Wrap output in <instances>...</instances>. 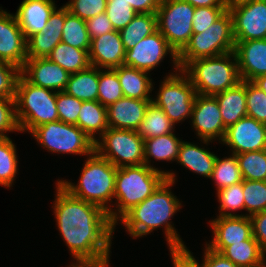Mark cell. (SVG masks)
Wrapping results in <instances>:
<instances>
[{"label": "cell", "mask_w": 266, "mask_h": 267, "mask_svg": "<svg viewBox=\"0 0 266 267\" xmlns=\"http://www.w3.org/2000/svg\"><path fill=\"white\" fill-rule=\"evenodd\" d=\"M56 225L75 260L110 258L115 224L99 206L72 196L56 183Z\"/></svg>", "instance_id": "6da1fadb"}, {"label": "cell", "mask_w": 266, "mask_h": 267, "mask_svg": "<svg viewBox=\"0 0 266 267\" xmlns=\"http://www.w3.org/2000/svg\"><path fill=\"white\" fill-rule=\"evenodd\" d=\"M173 181L165 180L148 198L133 206L119 221L133 238H141L162 227L170 248L185 247L183 240L172 225L171 217L182 207L171 192Z\"/></svg>", "instance_id": "7a4b0ae2"}, {"label": "cell", "mask_w": 266, "mask_h": 267, "mask_svg": "<svg viewBox=\"0 0 266 267\" xmlns=\"http://www.w3.org/2000/svg\"><path fill=\"white\" fill-rule=\"evenodd\" d=\"M87 157L78 184L66 180L58 182L72 196L99 206L108 213L114 206L108 203L113 202L117 167L96 151Z\"/></svg>", "instance_id": "3957f363"}, {"label": "cell", "mask_w": 266, "mask_h": 267, "mask_svg": "<svg viewBox=\"0 0 266 267\" xmlns=\"http://www.w3.org/2000/svg\"><path fill=\"white\" fill-rule=\"evenodd\" d=\"M165 180L163 172L145 164L117 168L114 193L116 209L111 208L108 212L115 227L127 211L148 198Z\"/></svg>", "instance_id": "277c9868"}, {"label": "cell", "mask_w": 266, "mask_h": 267, "mask_svg": "<svg viewBox=\"0 0 266 267\" xmlns=\"http://www.w3.org/2000/svg\"><path fill=\"white\" fill-rule=\"evenodd\" d=\"M182 71L189 77L196 94L200 95L215 96L242 81L234 51L195 59Z\"/></svg>", "instance_id": "5b68a950"}, {"label": "cell", "mask_w": 266, "mask_h": 267, "mask_svg": "<svg viewBox=\"0 0 266 267\" xmlns=\"http://www.w3.org/2000/svg\"><path fill=\"white\" fill-rule=\"evenodd\" d=\"M56 96V91L35 86L19 75L15 91V109L20 133H31L40 125L59 121Z\"/></svg>", "instance_id": "8992f818"}, {"label": "cell", "mask_w": 266, "mask_h": 267, "mask_svg": "<svg viewBox=\"0 0 266 267\" xmlns=\"http://www.w3.org/2000/svg\"><path fill=\"white\" fill-rule=\"evenodd\" d=\"M235 49L233 18L227 10L219 19L201 33H193L186 46L178 53V64L182 70L189 62L214 57Z\"/></svg>", "instance_id": "52a82bcc"}, {"label": "cell", "mask_w": 266, "mask_h": 267, "mask_svg": "<svg viewBox=\"0 0 266 267\" xmlns=\"http://www.w3.org/2000/svg\"><path fill=\"white\" fill-rule=\"evenodd\" d=\"M31 135L48 152L61 154L90 155L95 143L77 125L53 121L36 127Z\"/></svg>", "instance_id": "ba28073f"}, {"label": "cell", "mask_w": 266, "mask_h": 267, "mask_svg": "<svg viewBox=\"0 0 266 267\" xmlns=\"http://www.w3.org/2000/svg\"><path fill=\"white\" fill-rule=\"evenodd\" d=\"M196 96V90L189 77L179 70L165 76L156 98L151 102L160 107L175 125L191 118Z\"/></svg>", "instance_id": "9c48e42d"}, {"label": "cell", "mask_w": 266, "mask_h": 267, "mask_svg": "<svg viewBox=\"0 0 266 267\" xmlns=\"http://www.w3.org/2000/svg\"><path fill=\"white\" fill-rule=\"evenodd\" d=\"M95 151L117 168L144 164V139L136 130L109 127L95 142Z\"/></svg>", "instance_id": "30bf717a"}, {"label": "cell", "mask_w": 266, "mask_h": 267, "mask_svg": "<svg viewBox=\"0 0 266 267\" xmlns=\"http://www.w3.org/2000/svg\"><path fill=\"white\" fill-rule=\"evenodd\" d=\"M195 7L183 0H160L158 5V31L177 54L186 46L193 34L192 19Z\"/></svg>", "instance_id": "8fae6325"}, {"label": "cell", "mask_w": 266, "mask_h": 267, "mask_svg": "<svg viewBox=\"0 0 266 267\" xmlns=\"http://www.w3.org/2000/svg\"><path fill=\"white\" fill-rule=\"evenodd\" d=\"M170 53L175 71H179L177 52L168 44L166 38L157 30L143 38L132 49L125 52L124 66L150 71Z\"/></svg>", "instance_id": "7c38bea8"}, {"label": "cell", "mask_w": 266, "mask_h": 267, "mask_svg": "<svg viewBox=\"0 0 266 267\" xmlns=\"http://www.w3.org/2000/svg\"><path fill=\"white\" fill-rule=\"evenodd\" d=\"M235 41L266 39V0H252L228 7Z\"/></svg>", "instance_id": "4fadbf2b"}, {"label": "cell", "mask_w": 266, "mask_h": 267, "mask_svg": "<svg viewBox=\"0 0 266 267\" xmlns=\"http://www.w3.org/2000/svg\"><path fill=\"white\" fill-rule=\"evenodd\" d=\"M191 117L192 127L203 144L208 145L213 140L223 141L227 128L215 96L197 94Z\"/></svg>", "instance_id": "5bb4252c"}, {"label": "cell", "mask_w": 266, "mask_h": 267, "mask_svg": "<svg viewBox=\"0 0 266 267\" xmlns=\"http://www.w3.org/2000/svg\"><path fill=\"white\" fill-rule=\"evenodd\" d=\"M222 144L233 154L266 149V124L246 116L226 129Z\"/></svg>", "instance_id": "9a60e30c"}, {"label": "cell", "mask_w": 266, "mask_h": 267, "mask_svg": "<svg viewBox=\"0 0 266 267\" xmlns=\"http://www.w3.org/2000/svg\"><path fill=\"white\" fill-rule=\"evenodd\" d=\"M27 60V39L14 14L0 8V61L22 69Z\"/></svg>", "instance_id": "2e32d148"}, {"label": "cell", "mask_w": 266, "mask_h": 267, "mask_svg": "<svg viewBox=\"0 0 266 267\" xmlns=\"http://www.w3.org/2000/svg\"><path fill=\"white\" fill-rule=\"evenodd\" d=\"M210 227L213 231V239L206 246L220 253L226 246L233 243H241L253 236L252 222L250 216L240 214L239 216H217L212 219Z\"/></svg>", "instance_id": "e0dca14e"}, {"label": "cell", "mask_w": 266, "mask_h": 267, "mask_svg": "<svg viewBox=\"0 0 266 267\" xmlns=\"http://www.w3.org/2000/svg\"><path fill=\"white\" fill-rule=\"evenodd\" d=\"M20 74L31 84L54 90L64 91L70 73L48 58H31L25 61Z\"/></svg>", "instance_id": "ac0fdd59"}, {"label": "cell", "mask_w": 266, "mask_h": 267, "mask_svg": "<svg viewBox=\"0 0 266 267\" xmlns=\"http://www.w3.org/2000/svg\"><path fill=\"white\" fill-rule=\"evenodd\" d=\"M125 48L119 31H111L91 40L89 60L99 69H114L124 65Z\"/></svg>", "instance_id": "d6986e66"}, {"label": "cell", "mask_w": 266, "mask_h": 267, "mask_svg": "<svg viewBox=\"0 0 266 267\" xmlns=\"http://www.w3.org/2000/svg\"><path fill=\"white\" fill-rule=\"evenodd\" d=\"M234 53L242 81L266 74V39L235 41Z\"/></svg>", "instance_id": "ffe728a7"}, {"label": "cell", "mask_w": 266, "mask_h": 267, "mask_svg": "<svg viewBox=\"0 0 266 267\" xmlns=\"http://www.w3.org/2000/svg\"><path fill=\"white\" fill-rule=\"evenodd\" d=\"M65 22V6L55 9L47 25L41 32L27 39V59L47 58L51 51L61 42Z\"/></svg>", "instance_id": "44dd1931"}, {"label": "cell", "mask_w": 266, "mask_h": 267, "mask_svg": "<svg viewBox=\"0 0 266 267\" xmlns=\"http://www.w3.org/2000/svg\"><path fill=\"white\" fill-rule=\"evenodd\" d=\"M151 101L126 97L119 99L107 107L108 126L113 129L137 131Z\"/></svg>", "instance_id": "7402d4cb"}, {"label": "cell", "mask_w": 266, "mask_h": 267, "mask_svg": "<svg viewBox=\"0 0 266 267\" xmlns=\"http://www.w3.org/2000/svg\"><path fill=\"white\" fill-rule=\"evenodd\" d=\"M56 8L53 0H23L21 2L14 16L26 39L43 30Z\"/></svg>", "instance_id": "603a6c76"}, {"label": "cell", "mask_w": 266, "mask_h": 267, "mask_svg": "<svg viewBox=\"0 0 266 267\" xmlns=\"http://www.w3.org/2000/svg\"><path fill=\"white\" fill-rule=\"evenodd\" d=\"M181 143L182 140L176 137L175 133L144 140V164L149 168L163 172L166 175V180L176 182V174L174 172H165L153 167V165H151V158L157 161H175Z\"/></svg>", "instance_id": "cb8c5ba5"}, {"label": "cell", "mask_w": 266, "mask_h": 267, "mask_svg": "<svg viewBox=\"0 0 266 267\" xmlns=\"http://www.w3.org/2000/svg\"><path fill=\"white\" fill-rule=\"evenodd\" d=\"M224 126H229L247 116L246 81L215 95Z\"/></svg>", "instance_id": "d4e9b609"}, {"label": "cell", "mask_w": 266, "mask_h": 267, "mask_svg": "<svg viewBox=\"0 0 266 267\" xmlns=\"http://www.w3.org/2000/svg\"><path fill=\"white\" fill-rule=\"evenodd\" d=\"M216 157L217 155L210 152L208 148L205 149V147L202 148L195 143L183 140L176 161L190 171L210 179Z\"/></svg>", "instance_id": "484cf974"}, {"label": "cell", "mask_w": 266, "mask_h": 267, "mask_svg": "<svg viewBox=\"0 0 266 267\" xmlns=\"http://www.w3.org/2000/svg\"><path fill=\"white\" fill-rule=\"evenodd\" d=\"M119 78L123 96L141 100H152L150 93L154 90L152 79L148 72L129 66H120L113 69Z\"/></svg>", "instance_id": "4316f807"}, {"label": "cell", "mask_w": 266, "mask_h": 267, "mask_svg": "<svg viewBox=\"0 0 266 267\" xmlns=\"http://www.w3.org/2000/svg\"><path fill=\"white\" fill-rule=\"evenodd\" d=\"M220 253L238 267H260L266 263V253L253 236L226 246Z\"/></svg>", "instance_id": "83f0119b"}, {"label": "cell", "mask_w": 266, "mask_h": 267, "mask_svg": "<svg viewBox=\"0 0 266 267\" xmlns=\"http://www.w3.org/2000/svg\"><path fill=\"white\" fill-rule=\"evenodd\" d=\"M99 68H89L70 74L65 92L81 101H98Z\"/></svg>", "instance_id": "f1b7e54d"}, {"label": "cell", "mask_w": 266, "mask_h": 267, "mask_svg": "<svg viewBox=\"0 0 266 267\" xmlns=\"http://www.w3.org/2000/svg\"><path fill=\"white\" fill-rule=\"evenodd\" d=\"M78 127L95 143L97 141L96 134L98 133L100 139L102 134L109 128L107 108L98 101H82L78 116Z\"/></svg>", "instance_id": "f546056e"}, {"label": "cell", "mask_w": 266, "mask_h": 267, "mask_svg": "<svg viewBox=\"0 0 266 267\" xmlns=\"http://www.w3.org/2000/svg\"><path fill=\"white\" fill-rule=\"evenodd\" d=\"M157 30L156 13H137L133 20L119 32L124 48L127 51Z\"/></svg>", "instance_id": "4dcf8cb0"}, {"label": "cell", "mask_w": 266, "mask_h": 267, "mask_svg": "<svg viewBox=\"0 0 266 267\" xmlns=\"http://www.w3.org/2000/svg\"><path fill=\"white\" fill-rule=\"evenodd\" d=\"M47 58L70 74L83 71L91 66L88 51L74 48L63 42H60Z\"/></svg>", "instance_id": "1f68e13d"}, {"label": "cell", "mask_w": 266, "mask_h": 267, "mask_svg": "<svg viewBox=\"0 0 266 267\" xmlns=\"http://www.w3.org/2000/svg\"><path fill=\"white\" fill-rule=\"evenodd\" d=\"M175 125L166 116L163 110L153 102L148 105L144 119L137 129V133L144 139H150L173 133Z\"/></svg>", "instance_id": "d6a6232c"}, {"label": "cell", "mask_w": 266, "mask_h": 267, "mask_svg": "<svg viewBox=\"0 0 266 267\" xmlns=\"http://www.w3.org/2000/svg\"><path fill=\"white\" fill-rule=\"evenodd\" d=\"M61 42L88 52L91 47V39L87 31L86 21L71 14L66 7Z\"/></svg>", "instance_id": "836d02e7"}, {"label": "cell", "mask_w": 266, "mask_h": 267, "mask_svg": "<svg viewBox=\"0 0 266 267\" xmlns=\"http://www.w3.org/2000/svg\"><path fill=\"white\" fill-rule=\"evenodd\" d=\"M210 179L216 184L217 191L243 181L236 154L231 153L223 159L217 156Z\"/></svg>", "instance_id": "e575fe53"}, {"label": "cell", "mask_w": 266, "mask_h": 267, "mask_svg": "<svg viewBox=\"0 0 266 267\" xmlns=\"http://www.w3.org/2000/svg\"><path fill=\"white\" fill-rule=\"evenodd\" d=\"M244 180L266 181V149L236 154Z\"/></svg>", "instance_id": "d590c367"}, {"label": "cell", "mask_w": 266, "mask_h": 267, "mask_svg": "<svg viewBox=\"0 0 266 267\" xmlns=\"http://www.w3.org/2000/svg\"><path fill=\"white\" fill-rule=\"evenodd\" d=\"M16 145L11 138H0V185L12 187L18 170Z\"/></svg>", "instance_id": "8d00e7d4"}, {"label": "cell", "mask_w": 266, "mask_h": 267, "mask_svg": "<svg viewBox=\"0 0 266 267\" xmlns=\"http://www.w3.org/2000/svg\"><path fill=\"white\" fill-rule=\"evenodd\" d=\"M123 97L117 73L113 69H99L98 102L107 108Z\"/></svg>", "instance_id": "74e56055"}, {"label": "cell", "mask_w": 266, "mask_h": 267, "mask_svg": "<svg viewBox=\"0 0 266 267\" xmlns=\"http://www.w3.org/2000/svg\"><path fill=\"white\" fill-rule=\"evenodd\" d=\"M216 194L220 204L219 216H239L232 211L244 210L243 181L219 189Z\"/></svg>", "instance_id": "f35d334b"}, {"label": "cell", "mask_w": 266, "mask_h": 267, "mask_svg": "<svg viewBox=\"0 0 266 267\" xmlns=\"http://www.w3.org/2000/svg\"><path fill=\"white\" fill-rule=\"evenodd\" d=\"M244 209L247 216L266 210V181L243 179Z\"/></svg>", "instance_id": "ab89813d"}, {"label": "cell", "mask_w": 266, "mask_h": 267, "mask_svg": "<svg viewBox=\"0 0 266 267\" xmlns=\"http://www.w3.org/2000/svg\"><path fill=\"white\" fill-rule=\"evenodd\" d=\"M247 116L266 124V93L252 81H246Z\"/></svg>", "instance_id": "60d3db41"}, {"label": "cell", "mask_w": 266, "mask_h": 267, "mask_svg": "<svg viewBox=\"0 0 266 267\" xmlns=\"http://www.w3.org/2000/svg\"><path fill=\"white\" fill-rule=\"evenodd\" d=\"M105 13L116 31L126 27L137 14L130 3L124 0H107Z\"/></svg>", "instance_id": "b9f144b4"}, {"label": "cell", "mask_w": 266, "mask_h": 267, "mask_svg": "<svg viewBox=\"0 0 266 267\" xmlns=\"http://www.w3.org/2000/svg\"><path fill=\"white\" fill-rule=\"evenodd\" d=\"M56 105L59 121L78 126V116L82 101L67 94L65 91L57 92Z\"/></svg>", "instance_id": "7bdbcfd3"}, {"label": "cell", "mask_w": 266, "mask_h": 267, "mask_svg": "<svg viewBox=\"0 0 266 267\" xmlns=\"http://www.w3.org/2000/svg\"><path fill=\"white\" fill-rule=\"evenodd\" d=\"M64 6L71 14L86 21L104 13L107 7V0H70Z\"/></svg>", "instance_id": "ee69618b"}, {"label": "cell", "mask_w": 266, "mask_h": 267, "mask_svg": "<svg viewBox=\"0 0 266 267\" xmlns=\"http://www.w3.org/2000/svg\"><path fill=\"white\" fill-rule=\"evenodd\" d=\"M20 132L16 119L15 98L0 97V138H6L7 132ZM6 133V134H5Z\"/></svg>", "instance_id": "f6af8a7d"}, {"label": "cell", "mask_w": 266, "mask_h": 267, "mask_svg": "<svg viewBox=\"0 0 266 267\" xmlns=\"http://www.w3.org/2000/svg\"><path fill=\"white\" fill-rule=\"evenodd\" d=\"M228 7H197L195 8L192 29L193 33H201L205 31L207 27L213 24L219 19L226 11Z\"/></svg>", "instance_id": "bcb514c9"}, {"label": "cell", "mask_w": 266, "mask_h": 267, "mask_svg": "<svg viewBox=\"0 0 266 267\" xmlns=\"http://www.w3.org/2000/svg\"><path fill=\"white\" fill-rule=\"evenodd\" d=\"M19 75L20 69L16 66L0 61V97L15 98Z\"/></svg>", "instance_id": "7dc6e473"}, {"label": "cell", "mask_w": 266, "mask_h": 267, "mask_svg": "<svg viewBox=\"0 0 266 267\" xmlns=\"http://www.w3.org/2000/svg\"><path fill=\"white\" fill-rule=\"evenodd\" d=\"M86 26L91 40L114 31V27L105 12L86 20Z\"/></svg>", "instance_id": "c3c4849f"}, {"label": "cell", "mask_w": 266, "mask_h": 267, "mask_svg": "<svg viewBox=\"0 0 266 267\" xmlns=\"http://www.w3.org/2000/svg\"><path fill=\"white\" fill-rule=\"evenodd\" d=\"M173 267H204L203 262L200 265L194 258L193 253L185 246L179 248H170Z\"/></svg>", "instance_id": "681fc988"}, {"label": "cell", "mask_w": 266, "mask_h": 267, "mask_svg": "<svg viewBox=\"0 0 266 267\" xmlns=\"http://www.w3.org/2000/svg\"><path fill=\"white\" fill-rule=\"evenodd\" d=\"M252 222L253 237L266 253V210L250 216Z\"/></svg>", "instance_id": "f907efd6"}, {"label": "cell", "mask_w": 266, "mask_h": 267, "mask_svg": "<svg viewBox=\"0 0 266 267\" xmlns=\"http://www.w3.org/2000/svg\"><path fill=\"white\" fill-rule=\"evenodd\" d=\"M204 267H238L229 259L225 258L221 253L215 252L205 246L203 255Z\"/></svg>", "instance_id": "816d5d0a"}, {"label": "cell", "mask_w": 266, "mask_h": 267, "mask_svg": "<svg viewBox=\"0 0 266 267\" xmlns=\"http://www.w3.org/2000/svg\"><path fill=\"white\" fill-rule=\"evenodd\" d=\"M130 3L137 13H156L160 0H124Z\"/></svg>", "instance_id": "f5cc1de1"}, {"label": "cell", "mask_w": 266, "mask_h": 267, "mask_svg": "<svg viewBox=\"0 0 266 267\" xmlns=\"http://www.w3.org/2000/svg\"><path fill=\"white\" fill-rule=\"evenodd\" d=\"M109 258H102L100 260H76L69 267H109Z\"/></svg>", "instance_id": "db71d44e"}, {"label": "cell", "mask_w": 266, "mask_h": 267, "mask_svg": "<svg viewBox=\"0 0 266 267\" xmlns=\"http://www.w3.org/2000/svg\"><path fill=\"white\" fill-rule=\"evenodd\" d=\"M193 7H227L225 0H183Z\"/></svg>", "instance_id": "11a10c76"}, {"label": "cell", "mask_w": 266, "mask_h": 267, "mask_svg": "<svg viewBox=\"0 0 266 267\" xmlns=\"http://www.w3.org/2000/svg\"><path fill=\"white\" fill-rule=\"evenodd\" d=\"M252 82L266 93V74L257 77Z\"/></svg>", "instance_id": "9f6ffc18"}, {"label": "cell", "mask_w": 266, "mask_h": 267, "mask_svg": "<svg viewBox=\"0 0 266 267\" xmlns=\"http://www.w3.org/2000/svg\"><path fill=\"white\" fill-rule=\"evenodd\" d=\"M252 0H225L227 7L238 5Z\"/></svg>", "instance_id": "6f0895ef"}]
</instances>
